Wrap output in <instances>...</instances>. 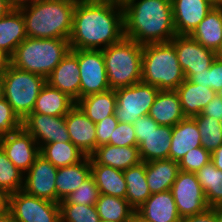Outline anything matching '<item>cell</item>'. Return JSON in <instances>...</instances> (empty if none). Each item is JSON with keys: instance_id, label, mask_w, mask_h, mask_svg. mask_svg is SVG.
I'll list each match as a JSON object with an SVG mask.
<instances>
[{"instance_id": "obj_5", "label": "cell", "mask_w": 222, "mask_h": 222, "mask_svg": "<svg viewBox=\"0 0 222 222\" xmlns=\"http://www.w3.org/2000/svg\"><path fill=\"white\" fill-rule=\"evenodd\" d=\"M185 80L171 42L143 45L142 82L159 90H176Z\"/></svg>"}, {"instance_id": "obj_60", "label": "cell", "mask_w": 222, "mask_h": 222, "mask_svg": "<svg viewBox=\"0 0 222 222\" xmlns=\"http://www.w3.org/2000/svg\"><path fill=\"white\" fill-rule=\"evenodd\" d=\"M216 95L222 100V87L216 92Z\"/></svg>"}, {"instance_id": "obj_16", "label": "cell", "mask_w": 222, "mask_h": 222, "mask_svg": "<svg viewBox=\"0 0 222 222\" xmlns=\"http://www.w3.org/2000/svg\"><path fill=\"white\" fill-rule=\"evenodd\" d=\"M79 74L78 49H71L46 78V83L77 102L80 99L81 80Z\"/></svg>"}, {"instance_id": "obj_61", "label": "cell", "mask_w": 222, "mask_h": 222, "mask_svg": "<svg viewBox=\"0 0 222 222\" xmlns=\"http://www.w3.org/2000/svg\"><path fill=\"white\" fill-rule=\"evenodd\" d=\"M114 1L117 2L118 4L123 5L128 0H114Z\"/></svg>"}, {"instance_id": "obj_47", "label": "cell", "mask_w": 222, "mask_h": 222, "mask_svg": "<svg viewBox=\"0 0 222 222\" xmlns=\"http://www.w3.org/2000/svg\"><path fill=\"white\" fill-rule=\"evenodd\" d=\"M181 222H218L214 210L209 207L204 212L182 218Z\"/></svg>"}, {"instance_id": "obj_48", "label": "cell", "mask_w": 222, "mask_h": 222, "mask_svg": "<svg viewBox=\"0 0 222 222\" xmlns=\"http://www.w3.org/2000/svg\"><path fill=\"white\" fill-rule=\"evenodd\" d=\"M189 81L194 84L202 85V87L208 88V69L206 71L197 72L189 79Z\"/></svg>"}, {"instance_id": "obj_62", "label": "cell", "mask_w": 222, "mask_h": 222, "mask_svg": "<svg viewBox=\"0 0 222 222\" xmlns=\"http://www.w3.org/2000/svg\"><path fill=\"white\" fill-rule=\"evenodd\" d=\"M99 222H116V221H111V220H103V219H100Z\"/></svg>"}, {"instance_id": "obj_4", "label": "cell", "mask_w": 222, "mask_h": 222, "mask_svg": "<svg viewBox=\"0 0 222 222\" xmlns=\"http://www.w3.org/2000/svg\"><path fill=\"white\" fill-rule=\"evenodd\" d=\"M70 50L68 39L27 37L16 47L10 64L47 78Z\"/></svg>"}, {"instance_id": "obj_17", "label": "cell", "mask_w": 222, "mask_h": 222, "mask_svg": "<svg viewBox=\"0 0 222 222\" xmlns=\"http://www.w3.org/2000/svg\"><path fill=\"white\" fill-rule=\"evenodd\" d=\"M177 35H191L213 9L207 0H171Z\"/></svg>"}, {"instance_id": "obj_2", "label": "cell", "mask_w": 222, "mask_h": 222, "mask_svg": "<svg viewBox=\"0 0 222 222\" xmlns=\"http://www.w3.org/2000/svg\"><path fill=\"white\" fill-rule=\"evenodd\" d=\"M122 6L125 38L146 45L170 42L177 35L171 0H128Z\"/></svg>"}, {"instance_id": "obj_36", "label": "cell", "mask_w": 222, "mask_h": 222, "mask_svg": "<svg viewBox=\"0 0 222 222\" xmlns=\"http://www.w3.org/2000/svg\"><path fill=\"white\" fill-rule=\"evenodd\" d=\"M198 126L201 135L202 147L212 153L222 145V128L220 121L209 116L192 117Z\"/></svg>"}, {"instance_id": "obj_38", "label": "cell", "mask_w": 222, "mask_h": 222, "mask_svg": "<svg viewBox=\"0 0 222 222\" xmlns=\"http://www.w3.org/2000/svg\"><path fill=\"white\" fill-rule=\"evenodd\" d=\"M61 222H99L96 205L59 204Z\"/></svg>"}, {"instance_id": "obj_26", "label": "cell", "mask_w": 222, "mask_h": 222, "mask_svg": "<svg viewBox=\"0 0 222 222\" xmlns=\"http://www.w3.org/2000/svg\"><path fill=\"white\" fill-rule=\"evenodd\" d=\"M176 91L186 117L200 115L203 108L216 96L213 89L194 84L188 79H185Z\"/></svg>"}, {"instance_id": "obj_49", "label": "cell", "mask_w": 222, "mask_h": 222, "mask_svg": "<svg viewBox=\"0 0 222 222\" xmlns=\"http://www.w3.org/2000/svg\"><path fill=\"white\" fill-rule=\"evenodd\" d=\"M211 161L218 170L222 171V145L211 153Z\"/></svg>"}, {"instance_id": "obj_25", "label": "cell", "mask_w": 222, "mask_h": 222, "mask_svg": "<svg viewBox=\"0 0 222 222\" xmlns=\"http://www.w3.org/2000/svg\"><path fill=\"white\" fill-rule=\"evenodd\" d=\"M179 171V162L169 158L146 162V179L151 194L170 190Z\"/></svg>"}, {"instance_id": "obj_30", "label": "cell", "mask_w": 222, "mask_h": 222, "mask_svg": "<svg viewBox=\"0 0 222 222\" xmlns=\"http://www.w3.org/2000/svg\"><path fill=\"white\" fill-rule=\"evenodd\" d=\"M117 98L114 89L80 98L76 105L95 124L114 114Z\"/></svg>"}, {"instance_id": "obj_29", "label": "cell", "mask_w": 222, "mask_h": 222, "mask_svg": "<svg viewBox=\"0 0 222 222\" xmlns=\"http://www.w3.org/2000/svg\"><path fill=\"white\" fill-rule=\"evenodd\" d=\"M76 102L57 88L46 83L40 91L32 113L65 116Z\"/></svg>"}, {"instance_id": "obj_43", "label": "cell", "mask_w": 222, "mask_h": 222, "mask_svg": "<svg viewBox=\"0 0 222 222\" xmlns=\"http://www.w3.org/2000/svg\"><path fill=\"white\" fill-rule=\"evenodd\" d=\"M118 123L119 121L115 117V114H113L95 124L97 147L109 143L110 136Z\"/></svg>"}, {"instance_id": "obj_6", "label": "cell", "mask_w": 222, "mask_h": 222, "mask_svg": "<svg viewBox=\"0 0 222 222\" xmlns=\"http://www.w3.org/2000/svg\"><path fill=\"white\" fill-rule=\"evenodd\" d=\"M142 51L143 45L125 37L102 50L110 89L142 81Z\"/></svg>"}, {"instance_id": "obj_37", "label": "cell", "mask_w": 222, "mask_h": 222, "mask_svg": "<svg viewBox=\"0 0 222 222\" xmlns=\"http://www.w3.org/2000/svg\"><path fill=\"white\" fill-rule=\"evenodd\" d=\"M23 186L24 173L8 159L0 147V189L10 195L22 190Z\"/></svg>"}, {"instance_id": "obj_28", "label": "cell", "mask_w": 222, "mask_h": 222, "mask_svg": "<svg viewBox=\"0 0 222 222\" xmlns=\"http://www.w3.org/2000/svg\"><path fill=\"white\" fill-rule=\"evenodd\" d=\"M173 127L163 126L154 129L144 137L138 145L141 160L149 162L152 160L168 159L171 146Z\"/></svg>"}, {"instance_id": "obj_33", "label": "cell", "mask_w": 222, "mask_h": 222, "mask_svg": "<svg viewBox=\"0 0 222 222\" xmlns=\"http://www.w3.org/2000/svg\"><path fill=\"white\" fill-rule=\"evenodd\" d=\"M40 155L57 168L75 165L86 157L71 141L45 144L40 148Z\"/></svg>"}, {"instance_id": "obj_32", "label": "cell", "mask_w": 222, "mask_h": 222, "mask_svg": "<svg viewBox=\"0 0 222 222\" xmlns=\"http://www.w3.org/2000/svg\"><path fill=\"white\" fill-rule=\"evenodd\" d=\"M191 36L205 48L217 52L222 43V8H213Z\"/></svg>"}, {"instance_id": "obj_1", "label": "cell", "mask_w": 222, "mask_h": 222, "mask_svg": "<svg viewBox=\"0 0 222 222\" xmlns=\"http://www.w3.org/2000/svg\"><path fill=\"white\" fill-rule=\"evenodd\" d=\"M123 6L114 0H77L71 49L103 50L124 38Z\"/></svg>"}, {"instance_id": "obj_52", "label": "cell", "mask_w": 222, "mask_h": 222, "mask_svg": "<svg viewBox=\"0 0 222 222\" xmlns=\"http://www.w3.org/2000/svg\"><path fill=\"white\" fill-rule=\"evenodd\" d=\"M10 64V57L0 49V72L6 70Z\"/></svg>"}, {"instance_id": "obj_39", "label": "cell", "mask_w": 222, "mask_h": 222, "mask_svg": "<svg viewBox=\"0 0 222 222\" xmlns=\"http://www.w3.org/2000/svg\"><path fill=\"white\" fill-rule=\"evenodd\" d=\"M100 192L94 178L90 175L78 188L59 204L96 205Z\"/></svg>"}, {"instance_id": "obj_59", "label": "cell", "mask_w": 222, "mask_h": 222, "mask_svg": "<svg viewBox=\"0 0 222 222\" xmlns=\"http://www.w3.org/2000/svg\"><path fill=\"white\" fill-rule=\"evenodd\" d=\"M216 55H217V57L222 58V43H221L219 50L216 52Z\"/></svg>"}, {"instance_id": "obj_24", "label": "cell", "mask_w": 222, "mask_h": 222, "mask_svg": "<svg viewBox=\"0 0 222 222\" xmlns=\"http://www.w3.org/2000/svg\"><path fill=\"white\" fill-rule=\"evenodd\" d=\"M27 38L23 15L14 7L0 18V49L11 57L16 47Z\"/></svg>"}, {"instance_id": "obj_40", "label": "cell", "mask_w": 222, "mask_h": 222, "mask_svg": "<svg viewBox=\"0 0 222 222\" xmlns=\"http://www.w3.org/2000/svg\"><path fill=\"white\" fill-rule=\"evenodd\" d=\"M211 161V153L202 146L188 151L179 161V169L184 172L196 173Z\"/></svg>"}, {"instance_id": "obj_57", "label": "cell", "mask_w": 222, "mask_h": 222, "mask_svg": "<svg viewBox=\"0 0 222 222\" xmlns=\"http://www.w3.org/2000/svg\"><path fill=\"white\" fill-rule=\"evenodd\" d=\"M11 3L14 5V6H19L21 4H24V3H27V2H31L33 0H10Z\"/></svg>"}, {"instance_id": "obj_55", "label": "cell", "mask_w": 222, "mask_h": 222, "mask_svg": "<svg viewBox=\"0 0 222 222\" xmlns=\"http://www.w3.org/2000/svg\"><path fill=\"white\" fill-rule=\"evenodd\" d=\"M213 8H222V0H207Z\"/></svg>"}, {"instance_id": "obj_56", "label": "cell", "mask_w": 222, "mask_h": 222, "mask_svg": "<svg viewBox=\"0 0 222 222\" xmlns=\"http://www.w3.org/2000/svg\"><path fill=\"white\" fill-rule=\"evenodd\" d=\"M127 222H147L143 220L138 214H134Z\"/></svg>"}, {"instance_id": "obj_20", "label": "cell", "mask_w": 222, "mask_h": 222, "mask_svg": "<svg viewBox=\"0 0 222 222\" xmlns=\"http://www.w3.org/2000/svg\"><path fill=\"white\" fill-rule=\"evenodd\" d=\"M201 135L192 117H186L173 126L169 159L179 162L193 148L200 147Z\"/></svg>"}, {"instance_id": "obj_45", "label": "cell", "mask_w": 222, "mask_h": 222, "mask_svg": "<svg viewBox=\"0 0 222 222\" xmlns=\"http://www.w3.org/2000/svg\"><path fill=\"white\" fill-rule=\"evenodd\" d=\"M222 87V58L216 57L208 69V88L217 92Z\"/></svg>"}, {"instance_id": "obj_51", "label": "cell", "mask_w": 222, "mask_h": 222, "mask_svg": "<svg viewBox=\"0 0 222 222\" xmlns=\"http://www.w3.org/2000/svg\"><path fill=\"white\" fill-rule=\"evenodd\" d=\"M9 195L2 189H0V213L8 210Z\"/></svg>"}, {"instance_id": "obj_14", "label": "cell", "mask_w": 222, "mask_h": 222, "mask_svg": "<svg viewBox=\"0 0 222 222\" xmlns=\"http://www.w3.org/2000/svg\"><path fill=\"white\" fill-rule=\"evenodd\" d=\"M22 127L35 139L40 148L49 143L71 141L65 116L31 113L22 121Z\"/></svg>"}, {"instance_id": "obj_35", "label": "cell", "mask_w": 222, "mask_h": 222, "mask_svg": "<svg viewBox=\"0 0 222 222\" xmlns=\"http://www.w3.org/2000/svg\"><path fill=\"white\" fill-rule=\"evenodd\" d=\"M96 208L100 219L103 220L127 222L135 214L126 199L104 194H100Z\"/></svg>"}, {"instance_id": "obj_8", "label": "cell", "mask_w": 222, "mask_h": 222, "mask_svg": "<svg viewBox=\"0 0 222 222\" xmlns=\"http://www.w3.org/2000/svg\"><path fill=\"white\" fill-rule=\"evenodd\" d=\"M158 92L157 87L142 81L115 89V117L119 122L133 124L137 118L149 114Z\"/></svg>"}, {"instance_id": "obj_3", "label": "cell", "mask_w": 222, "mask_h": 222, "mask_svg": "<svg viewBox=\"0 0 222 222\" xmlns=\"http://www.w3.org/2000/svg\"><path fill=\"white\" fill-rule=\"evenodd\" d=\"M76 2L77 0H33L17 6L23 15L27 37L69 40Z\"/></svg>"}, {"instance_id": "obj_42", "label": "cell", "mask_w": 222, "mask_h": 222, "mask_svg": "<svg viewBox=\"0 0 222 222\" xmlns=\"http://www.w3.org/2000/svg\"><path fill=\"white\" fill-rule=\"evenodd\" d=\"M108 144L114 146H137L133 125L119 122L111 134Z\"/></svg>"}, {"instance_id": "obj_10", "label": "cell", "mask_w": 222, "mask_h": 222, "mask_svg": "<svg viewBox=\"0 0 222 222\" xmlns=\"http://www.w3.org/2000/svg\"><path fill=\"white\" fill-rule=\"evenodd\" d=\"M170 191L181 219L202 213L209 208L195 173L180 170Z\"/></svg>"}, {"instance_id": "obj_27", "label": "cell", "mask_w": 222, "mask_h": 222, "mask_svg": "<svg viewBox=\"0 0 222 222\" xmlns=\"http://www.w3.org/2000/svg\"><path fill=\"white\" fill-rule=\"evenodd\" d=\"M91 175L100 194L126 198L127 186L122 170L97 164L90 157Z\"/></svg>"}, {"instance_id": "obj_23", "label": "cell", "mask_w": 222, "mask_h": 222, "mask_svg": "<svg viewBox=\"0 0 222 222\" xmlns=\"http://www.w3.org/2000/svg\"><path fill=\"white\" fill-rule=\"evenodd\" d=\"M91 175L90 156L75 165L58 168L56 175V203L65 200Z\"/></svg>"}, {"instance_id": "obj_19", "label": "cell", "mask_w": 222, "mask_h": 222, "mask_svg": "<svg viewBox=\"0 0 222 222\" xmlns=\"http://www.w3.org/2000/svg\"><path fill=\"white\" fill-rule=\"evenodd\" d=\"M147 222H181L170 190L153 193L136 211Z\"/></svg>"}, {"instance_id": "obj_13", "label": "cell", "mask_w": 222, "mask_h": 222, "mask_svg": "<svg viewBox=\"0 0 222 222\" xmlns=\"http://www.w3.org/2000/svg\"><path fill=\"white\" fill-rule=\"evenodd\" d=\"M0 147L8 159L24 174L40 155L37 142L23 127L1 136Z\"/></svg>"}, {"instance_id": "obj_41", "label": "cell", "mask_w": 222, "mask_h": 222, "mask_svg": "<svg viewBox=\"0 0 222 222\" xmlns=\"http://www.w3.org/2000/svg\"><path fill=\"white\" fill-rule=\"evenodd\" d=\"M22 127V121L14 113L11 105L3 97L0 99V137Z\"/></svg>"}, {"instance_id": "obj_31", "label": "cell", "mask_w": 222, "mask_h": 222, "mask_svg": "<svg viewBox=\"0 0 222 222\" xmlns=\"http://www.w3.org/2000/svg\"><path fill=\"white\" fill-rule=\"evenodd\" d=\"M123 174L127 186L125 199L136 211L152 195L147 185L146 162L129 167Z\"/></svg>"}, {"instance_id": "obj_34", "label": "cell", "mask_w": 222, "mask_h": 222, "mask_svg": "<svg viewBox=\"0 0 222 222\" xmlns=\"http://www.w3.org/2000/svg\"><path fill=\"white\" fill-rule=\"evenodd\" d=\"M195 174L204 190L208 206L222 204V171L218 170L212 161H209Z\"/></svg>"}, {"instance_id": "obj_58", "label": "cell", "mask_w": 222, "mask_h": 222, "mask_svg": "<svg viewBox=\"0 0 222 222\" xmlns=\"http://www.w3.org/2000/svg\"><path fill=\"white\" fill-rule=\"evenodd\" d=\"M4 88H3V77L2 72H0V99L3 98Z\"/></svg>"}, {"instance_id": "obj_44", "label": "cell", "mask_w": 222, "mask_h": 222, "mask_svg": "<svg viewBox=\"0 0 222 222\" xmlns=\"http://www.w3.org/2000/svg\"><path fill=\"white\" fill-rule=\"evenodd\" d=\"M137 139V146L144 140L154 127H159L160 125L149 115H144L135 120L132 124Z\"/></svg>"}, {"instance_id": "obj_21", "label": "cell", "mask_w": 222, "mask_h": 222, "mask_svg": "<svg viewBox=\"0 0 222 222\" xmlns=\"http://www.w3.org/2000/svg\"><path fill=\"white\" fill-rule=\"evenodd\" d=\"M97 164L127 170L142 162L138 146H114L105 144L98 146L90 156Z\"/></svg>"}, {"instance_id": "obj_9", "label": "cell", "mask_w": 222, "mask_h": 222, "mask_svg": "<svg viewBox=\"0 0 222 222\" xmlns=\"http://www.w3.org/2000/svg\"><path fill=\"white\" fill-rule=\"evenodd\" d=\"M8 209L15 222H61L59 203L29 195L23 190L9 195Z\"/></svg>"}, {"instance_id": "obj_54", "label": "cell", "mask_w": 222, "mask_h": 222, "mask_svg": "<svg viewBox=\"0 0 222 222\" xmlns=\"http://www.w3.org/2000/svg\"><path fill=\"white\" fill-rule=\"evenodd\" d=\"M211 208L214 210V213L216 214L218 222H222V204L215 205Z\"/></svg>"}, {"instance_id": "obj_46", "label": "cell", "mask_w": 222, "mask_h": 222, "mask_svg": "<svg viewBox=\"0 0 222 222\" xmlns=\"http://www.w3.org/2000/svg\"><path fill=\"white\" fill-rule=\"evenodd\" d=\"M197 116H209L222 120V100L216 95Z\"/></svg>"}, {"instance_id": "obj_15", "label": "cell", "mask_w": 222, "mask_h": 222, "mask_svg": "<svg viewBox=\"0 0 222 222\" xmlns=\"http://www.w3.org/2000/svg\"><path fill=\"white\" fill-rule=\"evenodd\" d=\"M58 168L39 155L24 174L23 191L41 199L56 202L55 180Z\"/></svg>"}, {"instance_id": "obj_50", "label": "cell", "mask_w": 222, "mask_h": 222, "mask_svg": "<svg viewBox=\"0 0 222 222\" xmlns=\"http://www.w3.org/2000/svg\"><path fill=\"white\" fill-rule=\"evenodd\" d=\"M15 6L10 0H0V18L4 17L9 11H11Z\"/></svg>"}, {"instance_id": "obj_22", "label": "cell", "mask_w": 222, "mask_h": 222, "mask_svg": "<svg viewBox=\"0 0 222 222\" xmlns=\"http://www.w3.org/2000/svg\"><path fill=\"white\" fill-rule=\"evenodd\" d=\"M148 115L159 125L171 127L186 118L176 90H159Z\"/></svg>"}, {"instance_id": "obj_53", "label": "cell", "mask_w": 222, "mask_h": 222, "mask_svg": "<svg viewBox=\"0 0 222 222\" xmlns=\"http://www.w3.org/2000/svg\"><path fill=\"white\" fill-rule=\"evenodd\" d=\"M0 222H15L9 209L0 213Z\"/></svg>"}, {"instance_id": "obj_7", "label": "cell", "mask_w": 222, "mask_h": 222, "mask_svg": "<svg viewBox=\"0 0 222 222\" xmlns=\"http://www.w3.org/2000/svg\"><path fill=\"white\" fill-rule=\"evenodd\" d=\"M2 77L3 97L19 119L23 121L32 113L37 97L46 84V78L18 69L11 64L2 72Z\"/></svg>"}, {"instance_id": "obj_18", "label": "cell", "mask_w": 222, "mask_h": 222, "mask_svg": "<svg viewBox=\"0 0 222 222\" xmlns=\"http://www.w3.org/2000/svg\"><path fill=\"white\" fill-rule=\"evenodd\" d=\"M65 123L71 142L86 156H91L96 148V125L75 105L66 115Z\"/></svg>"}, {"instance_id": "obj_12", "label": "cell", "mask_w": 222, "mask_h": 222, "mask_svg": "<svg viewBox=\"0 0 222 222\" xmlns=\"http://www.w3.org/2000/svg\"><path fill=\"white\" fill-rule=\"evenodd\" d=\"M80 98L110 89L102 50L78 49Z\"/></svg>"}, {"instance_id": "obj_11", "label": "cell", "mask_w": 222, "mask_h": 222, "mask_svg": "<svg viewBox=\"0 0 222 222\" xmlns=\"http://www.w3.org/2000/svg\"><path fill=\"white\" fill-rule=\"evenodd\" d=\"M176 50L185 79L206 71L217 57L216 52L198 43L191 35H176L170 41Z\"/></svg>"}]
</instances>
